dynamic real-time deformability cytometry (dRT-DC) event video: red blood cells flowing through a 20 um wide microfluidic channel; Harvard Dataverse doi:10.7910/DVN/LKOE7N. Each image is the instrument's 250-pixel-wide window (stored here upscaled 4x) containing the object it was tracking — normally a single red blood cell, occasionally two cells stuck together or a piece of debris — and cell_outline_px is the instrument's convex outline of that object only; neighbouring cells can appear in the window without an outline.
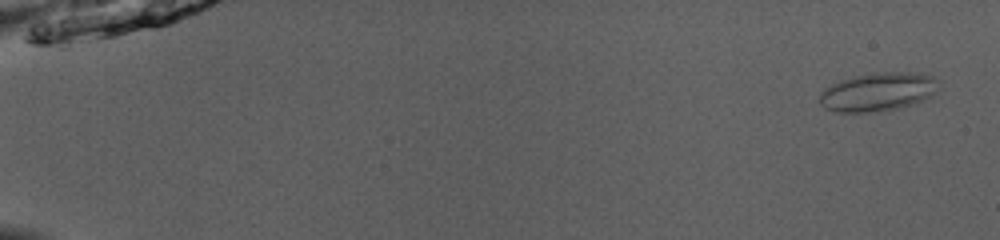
{"species": "common noctule bat (a hibernating species)", "species_latin": "Nyctalus noctula", "temperature_condition": "room temperature", "stored_images_in_passage": 52, "camera_frame_rate_fps": 3000, "um_per_image_px": 0.085, "animal": {"sex": "male", "body_mass_g": 13.0, "forearm_length_mm": 53.1}, "frame": {"image": 1, "passage_image": 3, "time_ms": 0.667, "image_size_px": [1000, 240], "cell_outline_px": [[940, 88], [932, 96], [912, 104], [900, 108], [880, 112], [836, 112], [824, 108], [820, 104], [820, 92], [824, 88], [840, 80], [856, 76], [880, 72], [924, 72], [932, 76], [940, 84]], "centroid_in_image_um": [74.66, 7.81], "position_along_channel_um": 10.3, "area_um2": 27.11}}
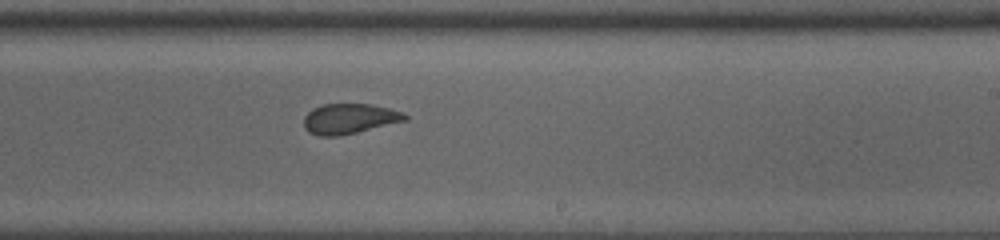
{"frame": {"image": 2, "passage_image": 34, "time_ms": 11.0, "image_size_px": [1000, 240], "cell_outline_px": [[408, 120], [340, 136], [320, 136], [308, 132], [304, 128], [304, 116], [312, 108], [320, 104], [372, 104], [404, 112], [408, 116]], "centroid_in_image_um": [29.69, 10.09], "position_along_channel_um": 259.3, "area_um2": 17.98}}
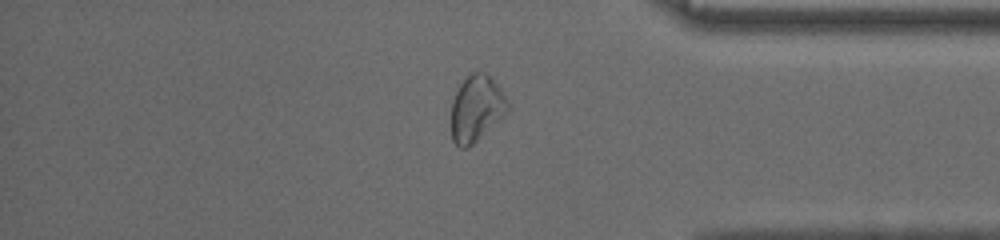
{"frame": {"image": 3, "passage_image": 45, "time_ms": 14.667, "image_size_px": [1000, 240], "cell_outline_px": [[508, 112], [468, 148], [460, 148], [452, 140], [452, 100], [460, 84], [468, 72], [484, 72], [492, 76], [508, 100]], "centroid_in_image_um": [40.5, 9.18], "position_along_channel_um": 394.7, "area_um2": 21.85}}